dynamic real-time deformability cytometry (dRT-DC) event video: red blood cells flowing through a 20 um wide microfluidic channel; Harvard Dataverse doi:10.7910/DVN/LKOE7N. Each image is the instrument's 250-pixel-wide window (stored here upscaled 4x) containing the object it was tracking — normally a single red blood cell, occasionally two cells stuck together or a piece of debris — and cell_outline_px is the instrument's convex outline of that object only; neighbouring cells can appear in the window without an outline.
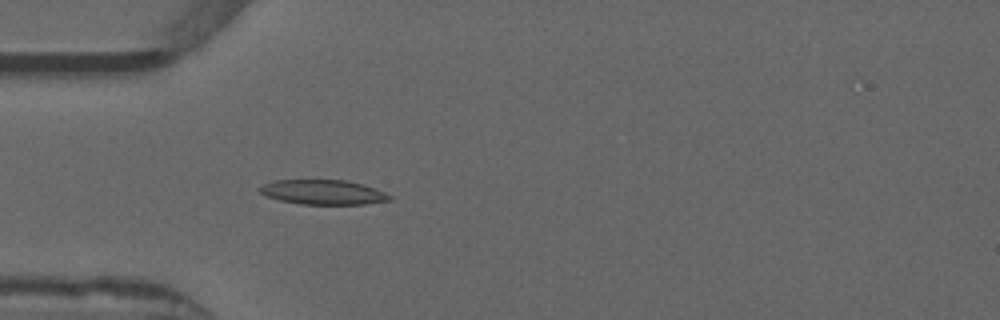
{"species": "common noctule bat (a hibernating species)", "species_latin": "Nyctalus noctula", "temperature_condition": "warm", "stored_images_in_passage": 41, "camera_frame_rate_fps": 3000, "um_per_image_px": 0.085, "animal": {"sex": "male", "forearm_length_mm": 52.5}, "frame": {"image": 1, "passage_image": 5, "time_ms": 1.333, "image_size_px": [1000, 320], "cell_outline_px": [[392, 200], [364, 204], [300, 204], [280, 200], [264, 196], [260, 192], [260, 188], [264, 184], [276, 180], [344, 180], [364, 184], [384, 192], [392, 196]], "centroid_in_image_um": [27.48, 16.34], "position_along_channel_um": 57.5, "area_um2": 18.61}}
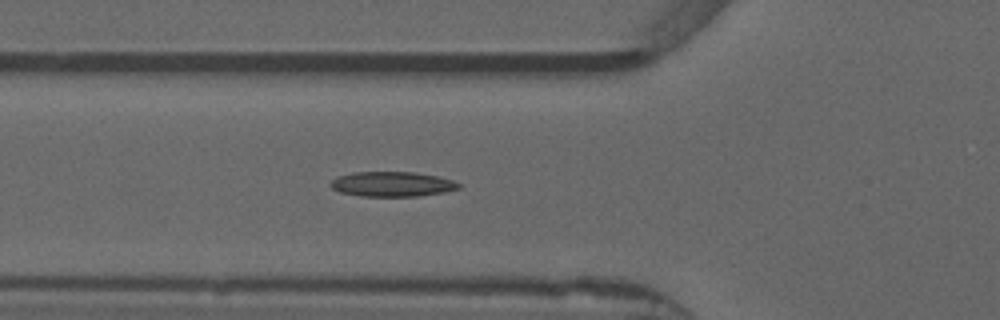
{"frame": {"image": 2, "passage_image": 8, "time_ms": 2.333, "image_size_px": [1000, 320], "cell_outline_px": [[460, 188], [444, 192], [416, 196], [360, 196], [340, 192], [332, 188], [328, 184], [336, 176], [352, 172], [416, 172], [436, 176], [452, 180], [460, 184]], "centroid_in_image_um": [33.28, 15.64], "position_along_channel_um": 92.5, "area_um2": 18.61}}
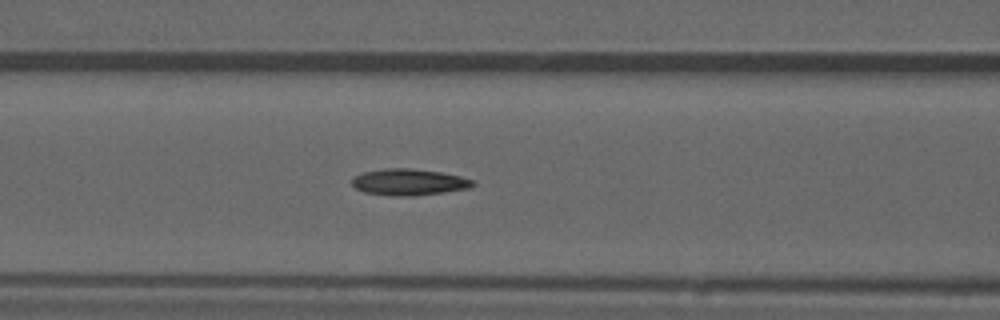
{"frame": {"image": 3, "passage_image": 11, "time_ms": 3.333, "image_size_px": [1000, 320], "cell_outline_px": [[476, 184], [468, 188], [444, 192], [416, 196], [392, 196], [364, 192], [356, 188], [352, 184], [352, 176], [364, 172], [384, 168], [408, 168], [440, 172], [460, 176], [476, 180]], "centroid_in_image_um": [34.76, 15.48], "position_along_channel_um": 131.8, "area_um2": 18.73}}